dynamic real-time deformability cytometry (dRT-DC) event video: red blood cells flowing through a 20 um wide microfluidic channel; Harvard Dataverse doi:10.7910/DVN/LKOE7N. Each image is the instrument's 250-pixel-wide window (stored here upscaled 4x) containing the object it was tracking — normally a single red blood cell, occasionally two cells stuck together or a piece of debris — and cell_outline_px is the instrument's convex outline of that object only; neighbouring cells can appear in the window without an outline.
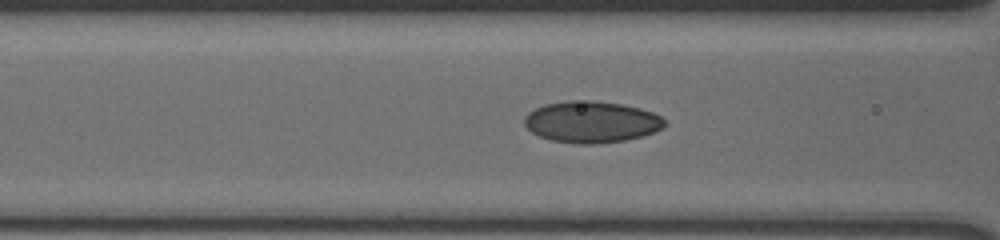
{"species": "human", "species_latin": "Homo sapiens", "temperature_condition": "cold", "stored_images_in_passage": 32, "camera_frame_rate_fps": 3000, "um_per_image_px": 0.085, "donor": {"sex": "male"}, "frame": {"image": 1, "passage_image": 5, "time_ms": 1.333, "image_size_px": [1000, 240], "cell_outline_px": [[668, 124], [664, 128], [640, 136], [624, 140], [596, 144], [576, 144], [552, 140], [540, 136], [532, 132], [524, 124], [524, 116], [528, 112], [544, 104], [568, 100], [588, 100], [620, 104], [640, 108], [652, 112], [660, 116]], "centroid_in_image_um": [50.26, 10.36], "position_along_channel_um": 116.3, "area_um2": 33.87}}
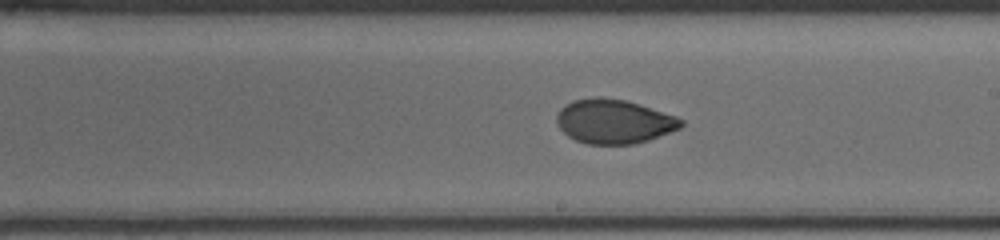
{"frame": {"image": 2, "passage_image": 15, "time_ms": 4.667, "image_size_px": [1000, 240], "cell_outline_px": [[684, 124], [680, 128], [648, 140], [636, 144], [588, 144], [576, 140], [568, 136], [556, 124], [556, 116], [560, 108], [572, 100], [596, 96], [600, 96], [624, 100], [676, 116], [684, 120]], "centroid_in_image_um": [52.15, 10.32], "position_along_channel_um": 236.8, "area_um2": 32.02}}
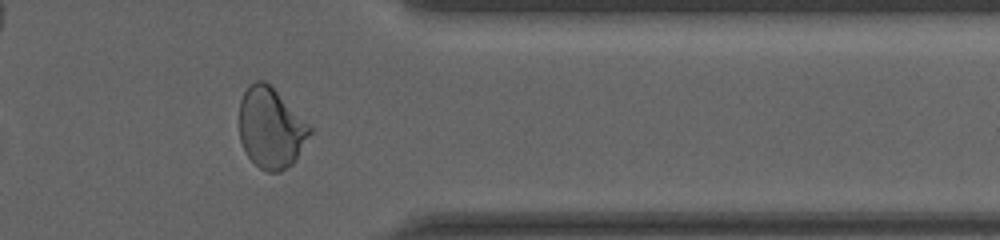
{"frame": {"image": 3, "passage_image": 28, "time_ms": 9.0, "image_size_px": [1000, 240], "cell_outline_px": [[312, 132], [296, 160], [292, 164], [280, 172], [268, 172], [260, 168], [248, 156], [240, 140], [240, 100], [244, 92], [256, 80], [264, 80], [312, 128]], "centroid_in_image_um": [23.02, 10.92], "position_along_channel_um": 388.4, "area_um2": 32.54}}